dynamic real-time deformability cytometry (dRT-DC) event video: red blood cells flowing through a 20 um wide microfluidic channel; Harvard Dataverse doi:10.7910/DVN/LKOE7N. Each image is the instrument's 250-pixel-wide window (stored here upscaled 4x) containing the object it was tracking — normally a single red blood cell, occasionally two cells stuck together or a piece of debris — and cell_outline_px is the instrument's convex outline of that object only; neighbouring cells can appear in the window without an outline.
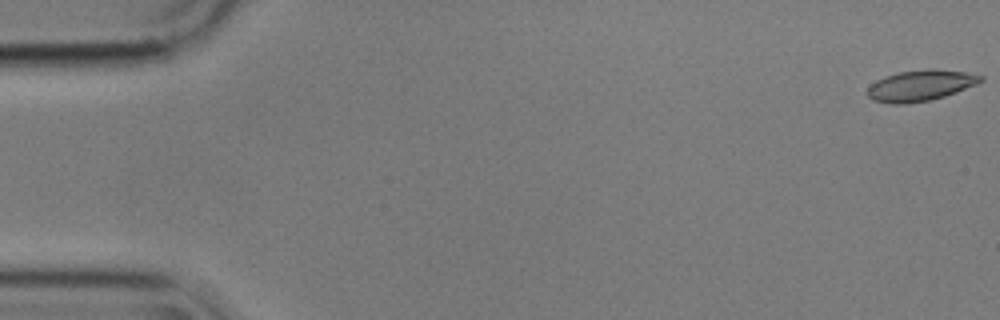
{"species": "common noctule bat (a hibernating species)", "species_latin": "Nyctalus noctula", "temperature_condition": "cold", "stored_images_in_passage": 5, "camera_frame_rate_fps": 3000, "um_per_image_px": 0.085, "animal": {"sex": "male", "body_mass_g": 17.9}, "frame": {"image": 1, "passage_image": 1, "time_ms": 0.0, "image_size_px": [1000, 320], "cell_outline_px": [[984, 80], [976, 84], [956, 92], [944, 96], [928, 100], [908, 104], [892, 104], [872, 100], [868, 96], [868, 88], [876, 80], [900, 72], [932, 68], [964, 72], [984, 76]], "centroid_in_image_um": [78.25, 7.27], "position_along_channel_um": 6.8, "area_um2": 20.17}}
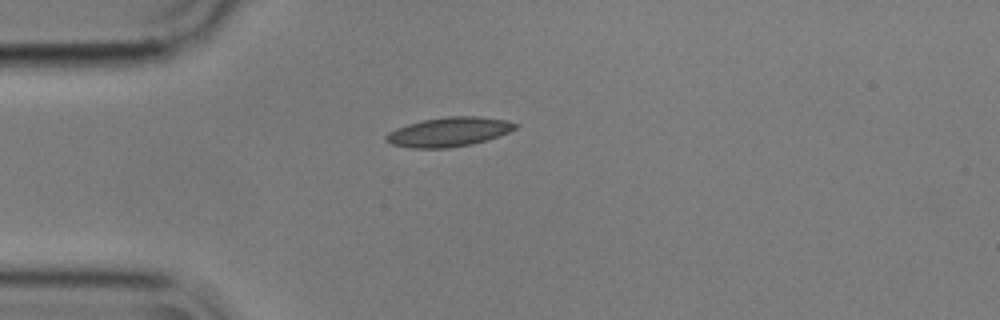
{"frame": {"image": 2, "passage_image": 5, "time_ms": 1.333, "image_size_px": [1000, 320], "cell_outline_px": [[520, 124], [516, 128], [500, 136], [472, 144], [448, 148], [408, 148], [392, 144], [384, 140], [384, 136], [388, 132], [396, 128], [408, 124], [424, 120], [448, 116], [476, 116], [508, 120]], "centroid_in_image_um": [38.16, 11.21], "position_along_channel_um": 46.8, "area_um2": 22.2}}